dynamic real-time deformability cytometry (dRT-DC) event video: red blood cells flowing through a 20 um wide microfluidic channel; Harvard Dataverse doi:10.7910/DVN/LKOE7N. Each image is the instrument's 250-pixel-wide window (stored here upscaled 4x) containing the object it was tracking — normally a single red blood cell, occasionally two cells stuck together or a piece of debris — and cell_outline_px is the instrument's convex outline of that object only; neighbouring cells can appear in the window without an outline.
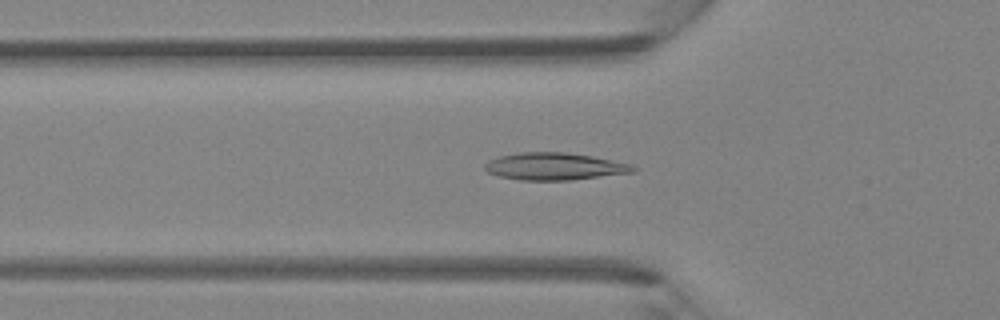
{"species": "Egyptian fruit bat (a non-hibernating species)", "species_latin": "Rousettus aegyptiacus", "temperature_condition": "room temperature", "stored_images_in_passage": 46, "camera_frame_rate_fps": 3000, "um_per_image_px": 0.085, "animal": {"sex": "female"}, "frame": {"image": 1, "passage_image": 15, "time_ms": 4.667, "image_size_px": [1000, 320], "cell_outline_px": [[640, 168], [636, 172], [572, 180], [520, 180], [500, 176], [488, 172], [484, 168], [484, 164], [488, 160], [500, 156], [520, 152], [564, 152], [592, 156], [632, 164]], "centroid_in_image_um": [47.18, 14.14], "position_along_channel_um": 78.6, "area_um2": 23.7}}
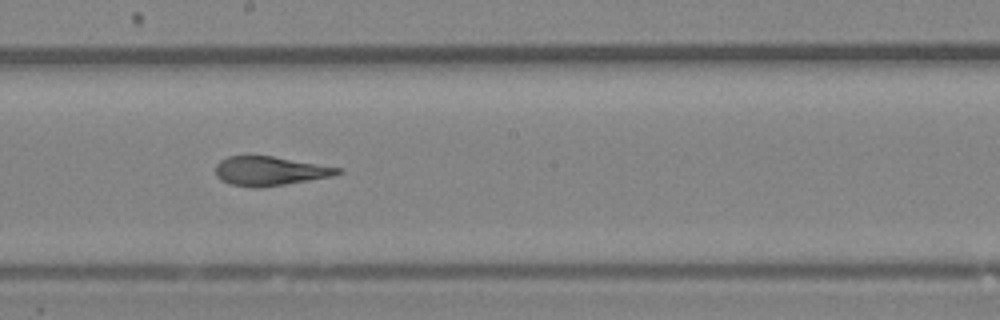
{"frame": {"image": 2, "passage_image": 25, "time_ms": 8.0, "image_size_px": [1000, 320], "cell_outline_px": [[344, 172], [332, 176], [264, 188], [252, 188], [228, 184], [220, 180], [216, 176], [216, 164], [220, 160], [228, 156], [272, 156], [340, 168]], "centroid_in_image_um": [22.89, 14.55], "position_along_channel_um": 225.3, "area_um2": 20.81}}
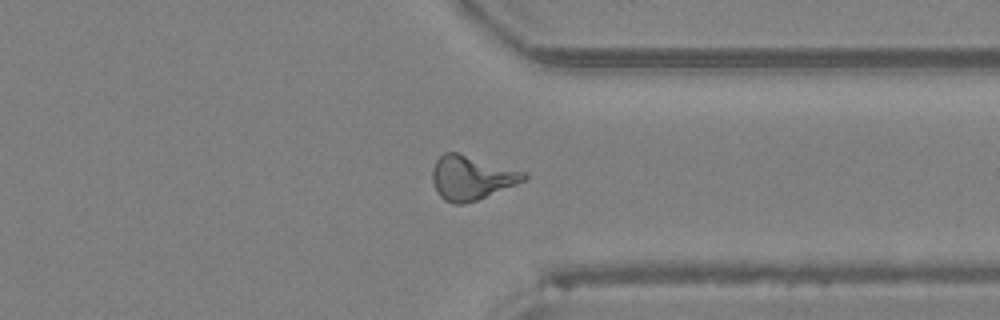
{"frame": {"image": 3, "passage_image": 35, "time_ms": 11.333, "image_size_px": [1000, 320], "cell_outline_px": [[528, 180], [476, 200], [464, 204], [452, 204], [444, 200], [440, 196], [432, 180], [432, 168], [436, 160], [444, 152], [456, 152], [528, 172]], "centroid_in_image_um": [40.1, 15.1], "position_along_channel_um": 371.3, "area_um2": 23.64}}